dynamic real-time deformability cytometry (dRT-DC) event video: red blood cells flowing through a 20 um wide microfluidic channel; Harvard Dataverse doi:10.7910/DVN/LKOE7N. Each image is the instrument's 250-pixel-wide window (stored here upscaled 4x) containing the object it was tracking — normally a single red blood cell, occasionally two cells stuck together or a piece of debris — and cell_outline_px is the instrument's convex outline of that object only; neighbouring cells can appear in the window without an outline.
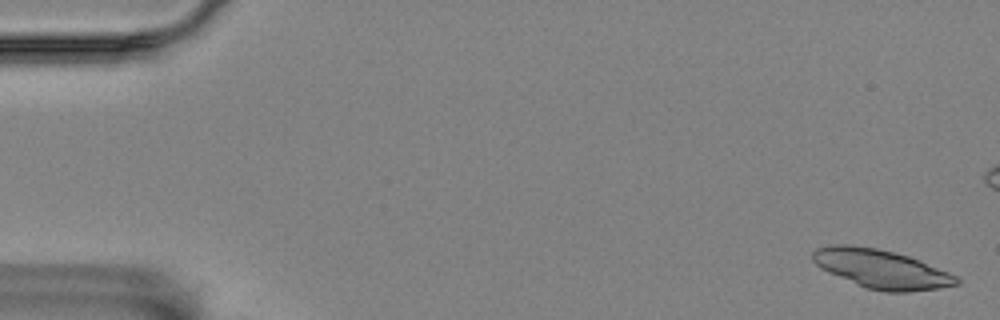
{"species": "Egyptian fruit bat (a non-hibernating species)", "species_latin": "Rousettus aegyptiacus", "temperature_condition": "room temperature", "stored_images_in_passage": 9, "camera_frame_rate_fps": 3000, "um_per_image_px": 0.085, "animal": {"sex": "female"}, "frame": {"image": 1, "passage_image": 1, "time_ms": 0.0, "image_size_px": [1000, 320], "cell_outline_px": [[960, 284], [940, 288], [908, 292], [884, 292], [864, 288], [828, 272], [820, 268], [812, 260], [812, 252], [816, 248], [832, 244], [848, 244], [876, 248], [908, 256], [920, 260], [948, 272], [956, 276], [960, 280]], "centroid_in_image_um": [74.89, 22.87], "position_along_channel_um": 10.1, "area_um2": 32.66}}
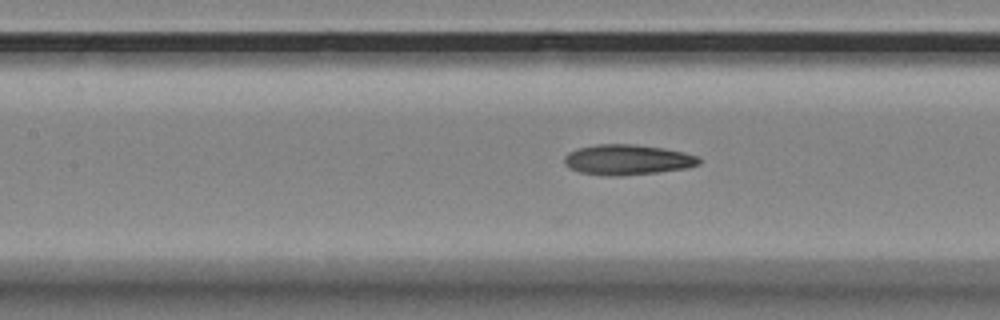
{"frame": {"image": 2, "passage_image": 9, "time_ms": 2.667, "image_size_px": [1000, 320], "cell_outline_px": [[700, 164], [688, 168], [656, 172], [620, 176], [608, 176], [580, 172], [568, 168], [564, 164], [564, 156], [568, 152], [576, 148], [596, 144], [632, 144], [664, 148], [684, 152], [696, 156], [700, 160]], "centroid_in_image_um": [53.29, 13.57], "position_along_channel_um": 154.1, "area_um2": 23.93}}